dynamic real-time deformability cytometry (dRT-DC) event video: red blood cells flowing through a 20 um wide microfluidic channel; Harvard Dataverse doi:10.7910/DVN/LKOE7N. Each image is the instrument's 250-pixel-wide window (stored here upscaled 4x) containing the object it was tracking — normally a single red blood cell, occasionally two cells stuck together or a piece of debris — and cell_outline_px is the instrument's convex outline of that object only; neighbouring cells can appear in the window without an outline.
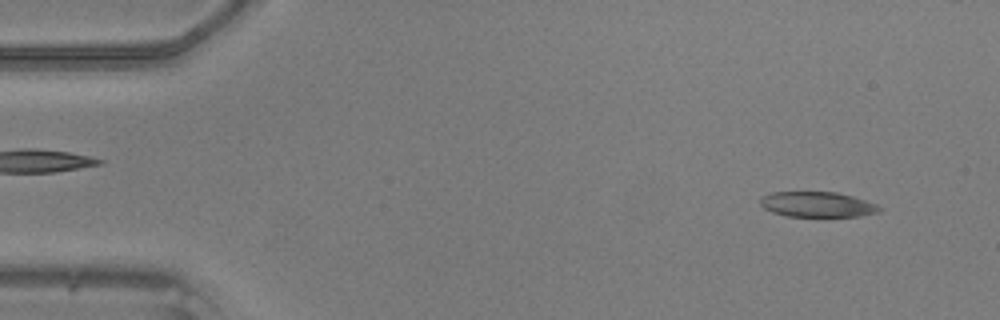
{"species": "common noctule bat (a hibernating species)", "species_latin": "Nyctalus noctula", "temperature_condition": "warm", "stored_images_in_passage": 9, "camera_frame_rate_fps": 3000, "um_per_image_px": 0.085, "animal": {"sex": "male", "body_mass_g": 20.5, "forearm_length_mm": 52.5}, "frame": {"image": 1, "passage_image": 3, "time_ms": 0.667, "image_size_px": [1000, 320], "cell_outline_px": [[884, 208], [880, 212], [860, 216], [784, 216], [772, 212], [764, 208], [760, 204], [760, 196], [772, 192], [836, 192], [852, 196], [876, 204]], "centroid_in_image_um": [69.46, 17.38], "position_along_channel_um": 15.5, "area_um2": 17.63}}